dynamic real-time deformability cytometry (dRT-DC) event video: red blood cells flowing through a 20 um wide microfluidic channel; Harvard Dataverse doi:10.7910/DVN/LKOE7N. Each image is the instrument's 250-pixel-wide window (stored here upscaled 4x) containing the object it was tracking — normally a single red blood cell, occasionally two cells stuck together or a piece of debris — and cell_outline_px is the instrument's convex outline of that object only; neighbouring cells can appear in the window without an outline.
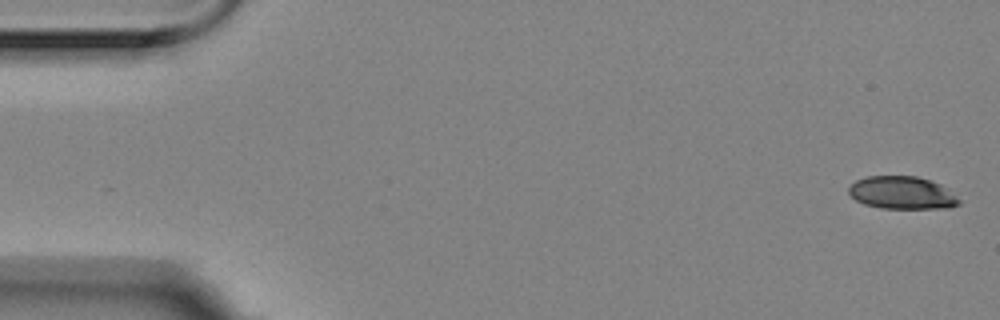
{"species": "Egyptian fruit bat (a non-hibernating species)", "species_latin": "Rousettus aegyptiacus", "temperature_condition": "room temperature", "stored_images_in_passage": 12, "camera_frame_rate_fps": 3000, "um_per_image_px": 0.085, "animal": {"sex": "female"}, "frame": {"image": 1, "passage_image": 1, "time_ms": 0.0, "image_size_px": [1000, 320], "cell_outline_px": [[960, 204], [948, 208], [880, 208], [864, 204], [856, 200], [848, 192], [848, 188], [856, 180], [868, 176], [916, 176], [940, 184], [948, 188], [960, 200]], "centroid_in_image_um": [76.68, 16.39], "position_along_channel_um": 8.3, "area_um2": 20.98}}
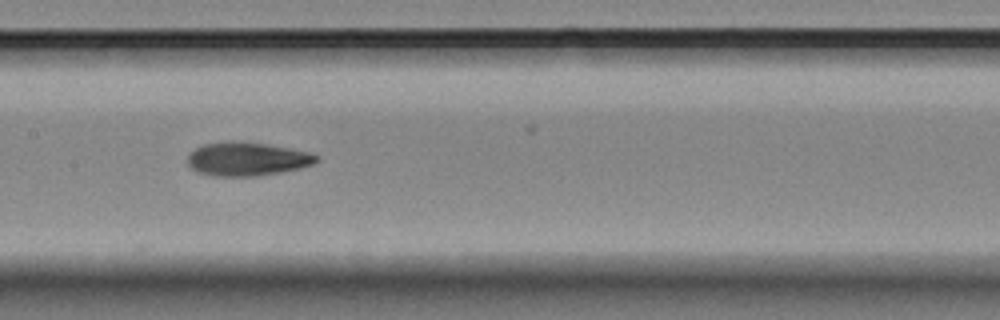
{"frame": {"image": 2, "passage_image": 7, "time_ms": 2.0, "image_size_px": [1000, 320], "cell_outline_px": [[320, 160], [316, 164], [300, 168], [280, 172], [256, 176], [216, 176], [200, 172], [192, 168], [188, 164], [188, 156], [196, 148], [204, 144], [228, 140], [232, 140], [264, 144], [288, 148], [308, 152], [320, 156]], "centroid_in_image_um": [21.04, 13.51], "position_along_channel_um": 186.4, "area_um2": 25.14}}
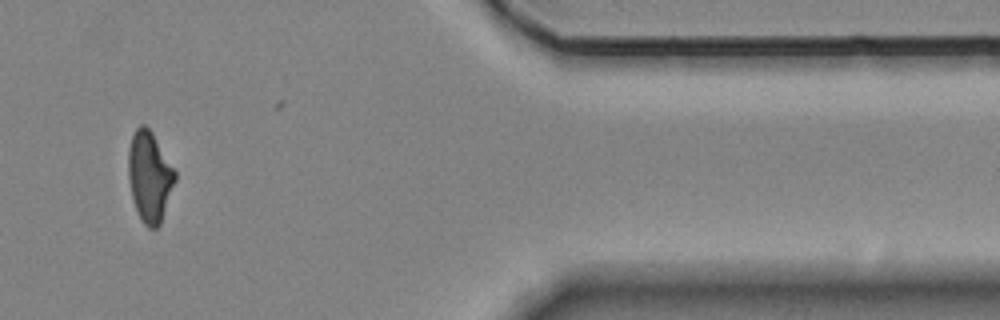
{"frame": {"image": 3, "passage_image": 12, "time_ms": 3.667, "image_size_px": [1000, 320], "cell_outline_px": [[176, 180], [160, 224], [156, 228], [148, 228], [144, 224], [132, 200], [128, 176], [128, 148], [132, 136], [136, 128], [140, 124], [144, 124], [152, 132], [176, 172]], "centroid_in_image_um": [12.7, 15.0], "position_along_channel_um": 398.7, "area_um2": 24.51}}